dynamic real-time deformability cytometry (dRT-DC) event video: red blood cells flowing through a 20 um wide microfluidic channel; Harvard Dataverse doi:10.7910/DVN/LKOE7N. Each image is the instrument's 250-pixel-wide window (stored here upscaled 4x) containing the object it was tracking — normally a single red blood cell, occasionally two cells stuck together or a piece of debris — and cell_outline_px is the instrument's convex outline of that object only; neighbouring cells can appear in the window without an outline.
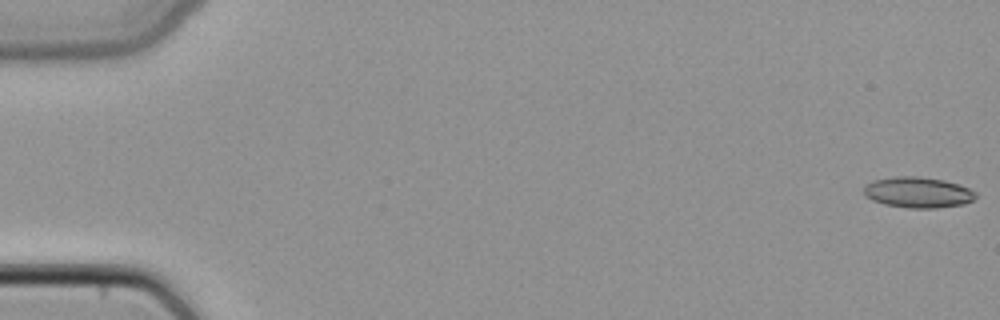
{"species": "common noctule bat (a hibernating species)", "species_latin": "Nyctalus noctula", "temperature_condition": "cold", "stored_images_in_passage": 9, "camera_frame_rate_fps": 3000, "um_per_image_px": 0.085, "animal": {"sex": "female", "body_mass_g": 22.7, "forearm_length_mm": 54.2}, "frame": {"image": 1, "passage_image": 1, "time_ms": 0.0, "image_size_px": [1000, 320], "cell_outline_px": [[976, 196], [972, 200], [964, 204], [936, 208], [908, 208], [884, 204], [872, 200], [864, 196], [864, 184], [872, 180], [896, 176], [916, 176], [944, 180], [968, 188], [976, 192]], "centroid_in_image_um": [77.98, 16.35], "position_along_channel_um": 7.0, "area_um2": 20.11}}